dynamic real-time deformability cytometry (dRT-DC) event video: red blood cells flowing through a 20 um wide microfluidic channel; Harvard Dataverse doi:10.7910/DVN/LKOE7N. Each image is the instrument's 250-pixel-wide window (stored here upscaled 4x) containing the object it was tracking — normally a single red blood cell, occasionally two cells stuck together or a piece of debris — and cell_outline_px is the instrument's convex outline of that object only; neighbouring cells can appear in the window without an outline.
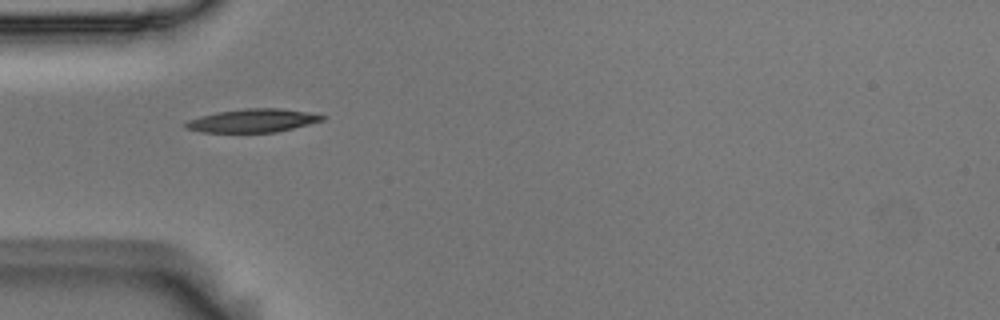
{"species": "Egyptian fruit bat (a non-hibernating species)", "species_latin": "Rousettus aegyptiacus", "temperature_condition": "room temperature", "stored_images_in_passage": 25, "camera_frame_rate_fps": 3000, "um_per_image_px": 0.085, "animal": {"sex": "male"}, "frame": {"image": 1, "passage_image": 1, "time_ms": 0.0, "image_size_px": [1000, 320], "cell_outline_px": [[324, 120], [276, 132], [200, 132], [184, 128], [184, 124], [188, 120], [200, 116], [216, 112], [244, 108], [280, 108], [308, 112], [324, 116]], "centroid_in_image_um": [21.43, 10.25], "position_along_channel_um": 63.6, "area_um2": 18.5}}
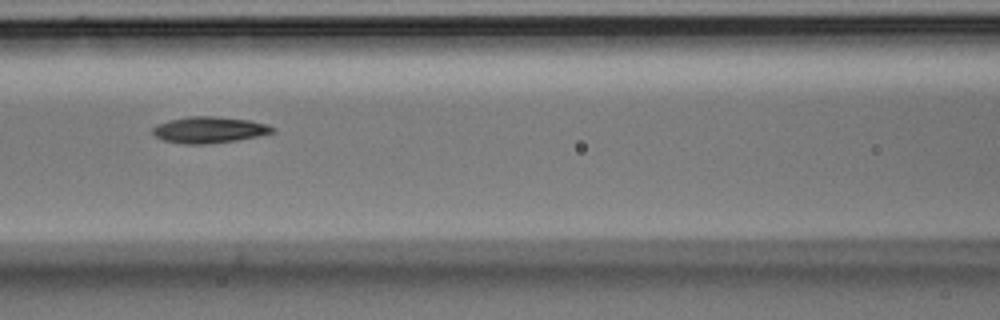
{"frame": {"image": 2, "passage_image": 8, "time_ms": 2.333, "image_size_px": [1000, 320], "cell_outline_px": [[276, 132], [236, 140], [208, 144], [184, 144], [164, 140], [156, 136], [152, 132], [152, 128], [156, 124], [168, 120], [188, 116], [212, 116], [248, 120], [264, 124], [276, 128]], "centroid_in_image_um": [17.75, 11.03], "position_along_channel_um": 148.9, "area_um2": 18.26}}
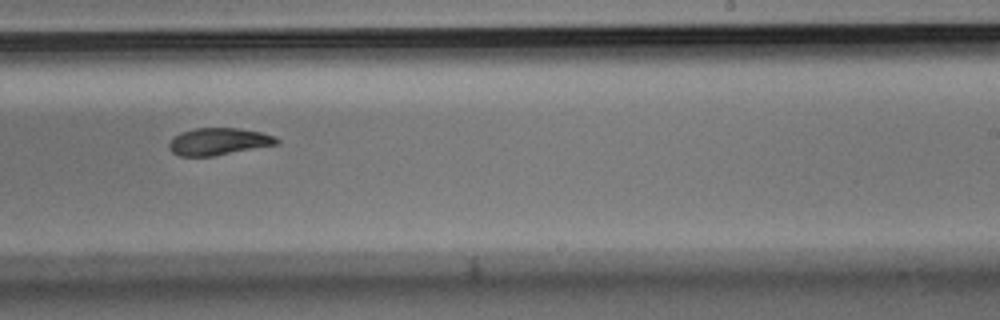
{"frame": {"image": 3, "passage_image": 18, "time_ms": 5.667, "image_size_px": [1000, 320], "cell_outline_px": [[280, 144], [212, 156], [180, 156], [172, 152], [168, 148], [168, 144], [172, 136], [180, 132], [196, 128], [236, 128], [260, 132], [276, 136], [280, 140]], "centroid_in_image_um": [18.57, 12.03], "position_along_channel_um": 270.4, "area_um2": 17.17}}